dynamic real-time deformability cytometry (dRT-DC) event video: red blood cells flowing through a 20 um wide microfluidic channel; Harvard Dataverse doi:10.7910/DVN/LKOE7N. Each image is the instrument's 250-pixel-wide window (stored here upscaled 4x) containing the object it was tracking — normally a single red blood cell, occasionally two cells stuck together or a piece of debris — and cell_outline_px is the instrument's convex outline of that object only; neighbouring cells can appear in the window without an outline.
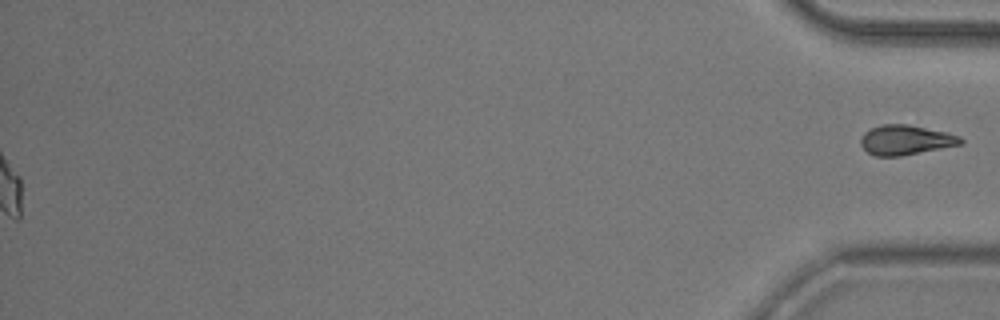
{"species": "common noctule bat (a hibernating species)", "species_latin": "Nyctalus noctula", "temperature_condition": "room temperature", "stored_images_in_passage": 55, "segment_of_instrument_passage": [2, 2], "camera_frame_rate_fps": 3000, "um_per_image_px": 0.085, "animal": {"sex": "male", "body_mass_g": 20.5, "forearm_length_mm": 52.5}, "frame": {"image": 1, "passage_image": 55, "time_ms": 18.0, "image_size_px": [1000, 320], "cell_outline_px": [[964, 144], [900, 156], [876, 156], [868, 152], [860, 144], [860, 140], [864, 132], [880, 124], [908, 124], [944, 132], [960, 136], [964, 140]], "centroid_in_image_um": [76.99, 11.9], "position_along_channel_um": 358.2, "area_um2": 17.28}}